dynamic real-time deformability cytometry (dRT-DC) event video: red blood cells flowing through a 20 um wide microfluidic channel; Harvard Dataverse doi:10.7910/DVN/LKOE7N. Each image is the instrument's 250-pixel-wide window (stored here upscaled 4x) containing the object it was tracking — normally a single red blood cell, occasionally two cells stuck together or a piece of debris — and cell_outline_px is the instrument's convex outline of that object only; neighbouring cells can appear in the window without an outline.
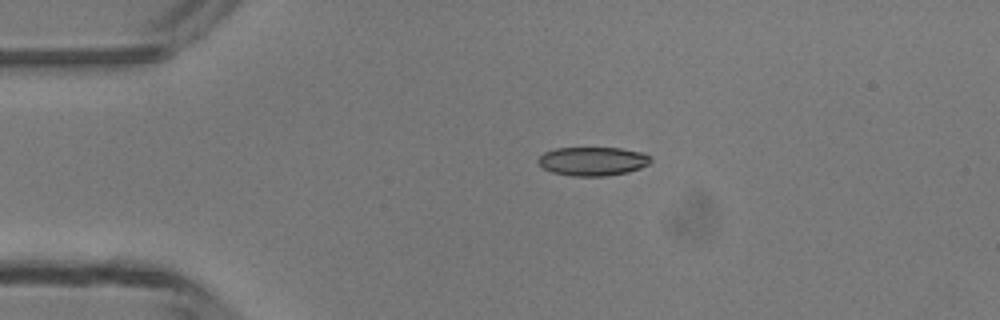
{"species": "common noctule bat (a hibernating species)", "species_latin": "Nyctalus noctula", "temperature_condition": "room temperature", "stored_images_in_passage": 2, "camera_frame_rate_fps": 3000, "um_per_image_px": 0.085, "animal": {"sex": "male", "body_mass_g": 13.3}, "frame": {"image": 1, "passage_image": 1, "time_ms": 0.0, "image_size_px": [1000, 320], "cell_outline_px": [[652, 160], [648, 164], [640, 168], [628, 172], [604, 176], [572, 176], [552, 172], [544, 168], [536, 160], [544, 152], [556, 148], [620, 148], [644, 152]], "centroid_in_image_um": [50.38, 13.7], "position_along_channel_um": 34.6, "area_um2": 18.84}}